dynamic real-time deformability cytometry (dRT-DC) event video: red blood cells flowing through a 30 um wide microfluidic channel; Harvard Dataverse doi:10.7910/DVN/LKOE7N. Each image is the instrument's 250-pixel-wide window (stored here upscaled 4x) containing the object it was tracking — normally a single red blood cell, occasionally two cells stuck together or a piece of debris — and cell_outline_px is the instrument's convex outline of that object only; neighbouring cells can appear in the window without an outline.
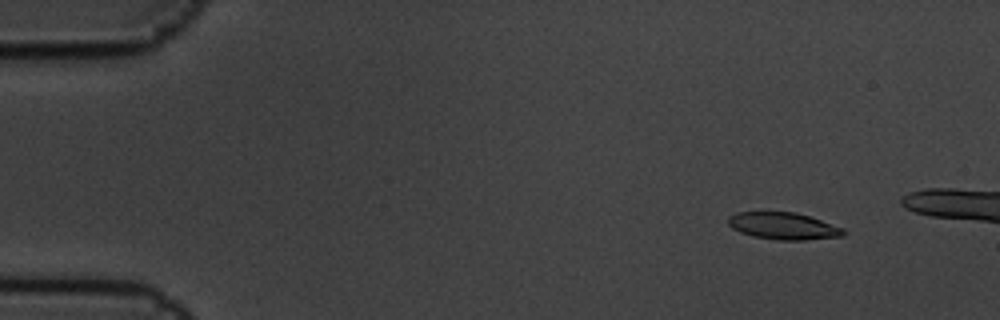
{"species": "common noctule bat (a hibernating species)", "species_latin": "Nyctalus noctula", "temperature_condition": "cold", "stored_images_in_passage": 6, "camera_frame_rate_fps": 3000, "um_per_image_px": 0.085, "animal": {"sex": "male", "body_mass_g": 19.5, "forearm_length_mm": 54.6}, "frame": {"image": 1, "passage_image": 2, "time_ms": 0.333, "image_size_px": [1000, 320], "cell_outline_px": [[844, 236], [804, 240], [780, 240], [752, 236], [740, 232], [732, 228], [728, 224], [728, 216], [736, 212], [796, 212], [844, 228]], "centroid_in_image_um": [66.56, 19.21], "position_along_channel_um": 18.4, "area_um2": 18.09}}